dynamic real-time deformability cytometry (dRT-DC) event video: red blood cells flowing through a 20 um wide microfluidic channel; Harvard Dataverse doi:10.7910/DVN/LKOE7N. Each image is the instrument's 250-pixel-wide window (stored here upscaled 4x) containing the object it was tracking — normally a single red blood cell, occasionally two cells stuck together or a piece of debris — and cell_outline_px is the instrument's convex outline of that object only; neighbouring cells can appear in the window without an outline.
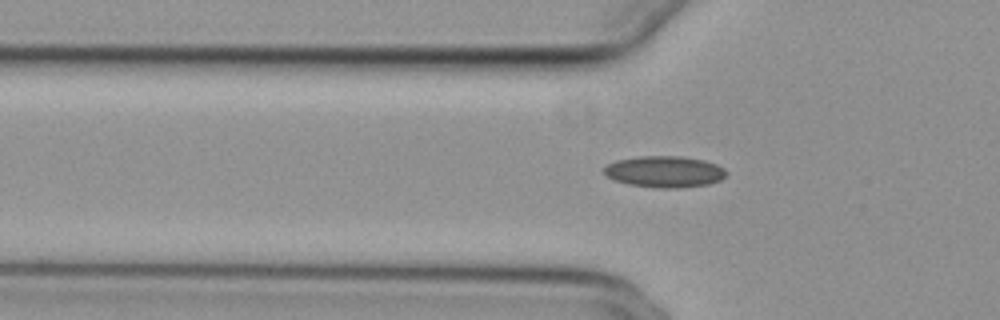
{"species": "common noctule bat (a hibernating species)", "species_latin": "Nyctalus noctula", "temperature_condition": "cold", "stored_images_in_passage": 44, "camera_frame_rate_fps": 3000, "um_per_image_px": 0.085, "animal": {"sex": "female", "body_mass_g": 29.2, "forearm_length_mm": 56.3}, "frame": {"image": 1, "passage_image": 7, "time_ms": 2.0, "image_size_px": [1000, 320], "cell_outline_px": [[728, 172], [720, 180], [708, 184], [676, 188], [656, 188], [628, 184], [612, 180], [604, 176], [604, 168], [608, 164], [616, 160], [640, 156], [680, 156], [704, 160], [716, 164], [724, 168]], "centroid_in_image_um": [56.45, 14.59], "position_along_channel_um": 69.3, "area_um2": 22.48}}
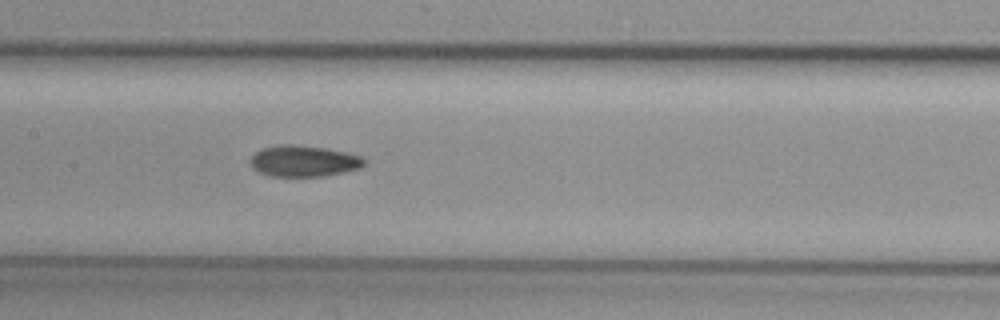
{"frame": {"image": 2, "passage_image": 16, "time_ms": 5.0, "image_size_px": [1000, 320], "cell_outline_px": [[364, 164], [360, 168], [324, 176], [268, 176], [252, 168], [248, 164], [248, 160], [256, 152], [264, 148], [280, 144], [292, 144], [324, 148], [344, 152], [360, 156], [364, 160]], "centroid_in_image_um": [25.75, 13.69], "position_along_channel_um": 181.7, "area_um2": 20.58}}
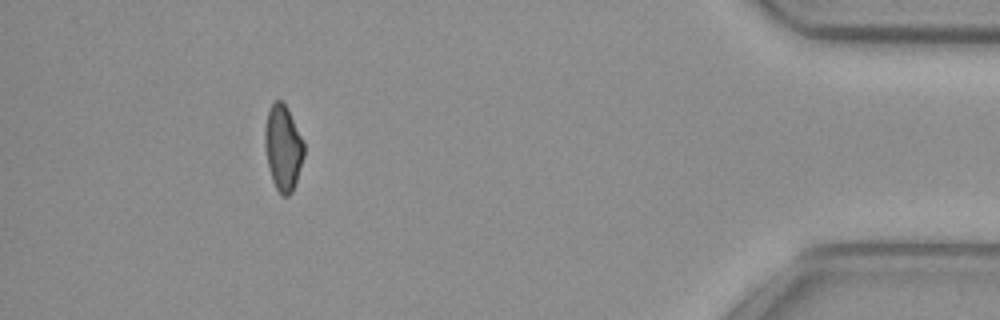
{"frame": {"image": 3, "passage_image": 39, "time_ms": 12.667, "image_size_px": [1000, 320], "cell_outline_px": [[304, 156], [292, 192], [288, 196], [280, 196], [272, 180], [268, 168], [264, 148], [264, 128], [268, 108], [276, 100], [280, 100], [288, 108], [304, 140]], "centroid_in_image_um": [24.04, 12.55], "position_along_channel_um": 411.2, "area_um2": 19.83}, "authors_computed_cell_mechanics": {"area_um2": 20.519, "velocity_mm_per_s": 3.742, "shape_relaxation_time_tau1_ms": null, "shape_relaxation_time_tau2_ms": 4.1965, "deformation_change_tau1": null, "deformation_change_tau2": 0.0872}}